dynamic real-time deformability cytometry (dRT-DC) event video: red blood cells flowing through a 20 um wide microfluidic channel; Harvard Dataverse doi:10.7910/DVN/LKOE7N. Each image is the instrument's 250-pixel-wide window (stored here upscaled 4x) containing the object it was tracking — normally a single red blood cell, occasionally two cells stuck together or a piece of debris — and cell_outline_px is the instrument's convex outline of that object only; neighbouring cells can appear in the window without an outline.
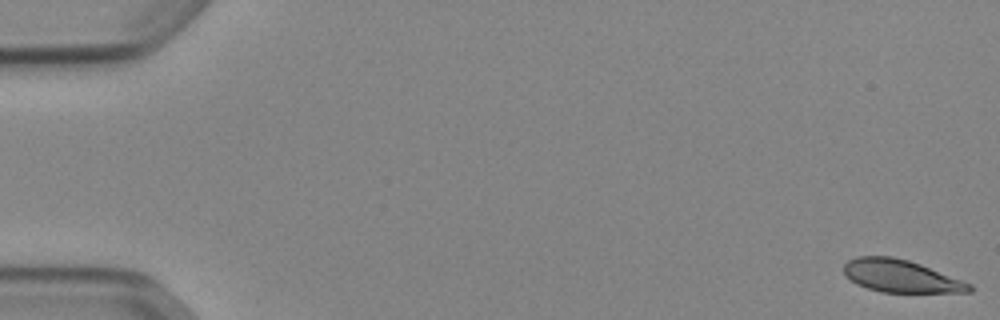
{"species": "Egyptian fruit bat (a non-hibernating species)", "species_latin": "Rousettus aegyptiacus", "temperature_condition": "cold", "stored_images_in_passage": 12, "camera_frame_rate_fps": 3000, "um_per_image_px": 0.085, "animal": {"sex": "female"}, "frame": {"image": 1, "passage_image": 1, "time_ms": 0.0, "image_size_px": [1000, 320], "cell_outline_px": [[972, 292], [880, 292], [856, 284], [844, 276], [844, 264], [848, 260], [856, 256], [892, 256], [908, 260], [920, 264], [972, 284]], "centroid_in_image_um": [76.53, 23.46], "position_along_channel_um": 8.5, "area_um2": 23.76}}